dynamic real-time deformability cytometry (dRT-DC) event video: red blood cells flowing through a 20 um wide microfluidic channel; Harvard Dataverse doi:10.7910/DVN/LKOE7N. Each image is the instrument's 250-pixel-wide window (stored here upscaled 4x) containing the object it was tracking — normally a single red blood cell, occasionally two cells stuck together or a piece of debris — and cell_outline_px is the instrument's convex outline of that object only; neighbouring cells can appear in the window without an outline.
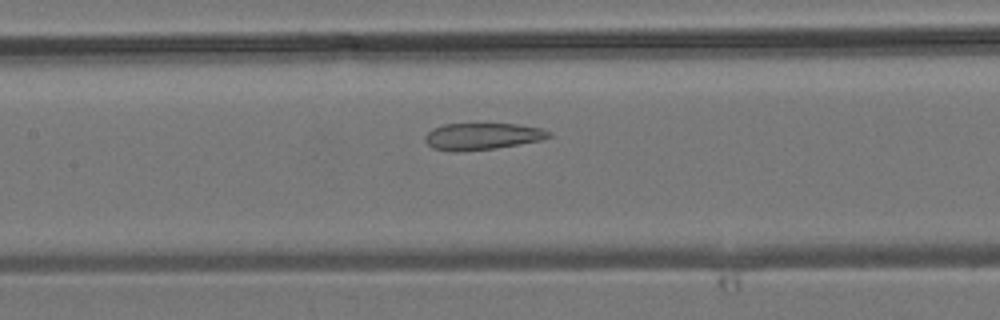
{"species": "common noctule bat (a hibernating species)", "species_latin": "Nyctalus noctula", "temperature_condition": "room temperature", "stored_images_in_passage": 43, "camera_frame_rate_fps": 3000, "um_per_image_px": 0.085, "animal": {"sex": "male", "body_mass_g": 19.2, "forearm_length_mm": 51.8}, "frame": {"image": 1, "passage_image": 20, "time_ms": 6.333, "image_size_px": [1000, 320], "cell_outline_px": [[552, 136], [540, 140], [496, 148], [452, 152], [432, 148], [424, 140], [424, 136], [432, 128], [444, 124], [516, 124], [540, 128], [552, 132]], "centroid_in_image_um": [40.96, 11.59], "position_along_channel_um": 166.4, "area_um2": 19.25}}
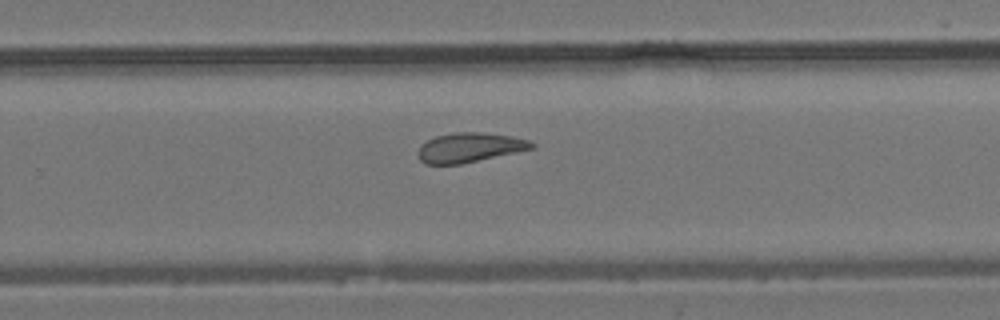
{"frame": {"image": 2, "passage_image": 28, "time_ms": 9.0, "image_size_px": [1000, 320], "cell_outline_px": [[536, 148], [460, 164], [424, 164], [420, 160], [416, 152], [428, 140], [436, 136], [452, 132], [480, 132], [512, 136], [528, 140], [536, 144]], "centroid_in_image_um": [39.93, 12.54], "position_along_channel_um": 289.9, "area_um2": 19.54}}
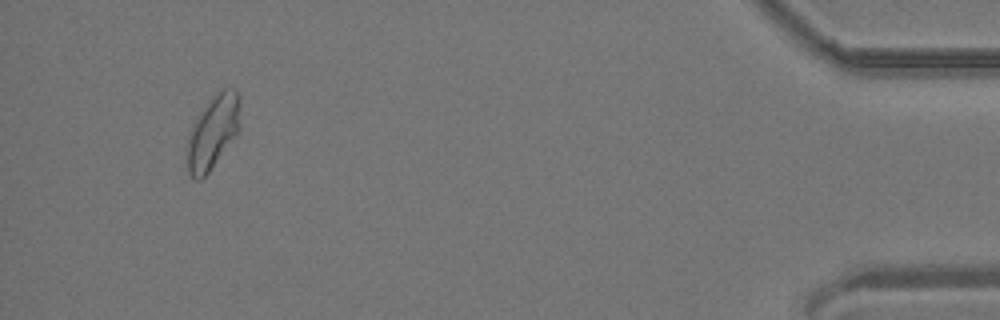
{"frame": {"image": 3, "passage_image": 41, "time_ms": 13.333, "image_size_px": [1000, 320], "cell_outline_px": [[240, 100], [236, 136], [208, 172], [200, 180], [196, 180], [188, 172], [188, 140], [192, 124], [204, 104], [216, 92], [224, 88], [236, 88], [240, 96]], "centroid_in_image_um": [18.09, 11.16], "position_along_channel_um": 417.1, "area_um2": 22.43}}